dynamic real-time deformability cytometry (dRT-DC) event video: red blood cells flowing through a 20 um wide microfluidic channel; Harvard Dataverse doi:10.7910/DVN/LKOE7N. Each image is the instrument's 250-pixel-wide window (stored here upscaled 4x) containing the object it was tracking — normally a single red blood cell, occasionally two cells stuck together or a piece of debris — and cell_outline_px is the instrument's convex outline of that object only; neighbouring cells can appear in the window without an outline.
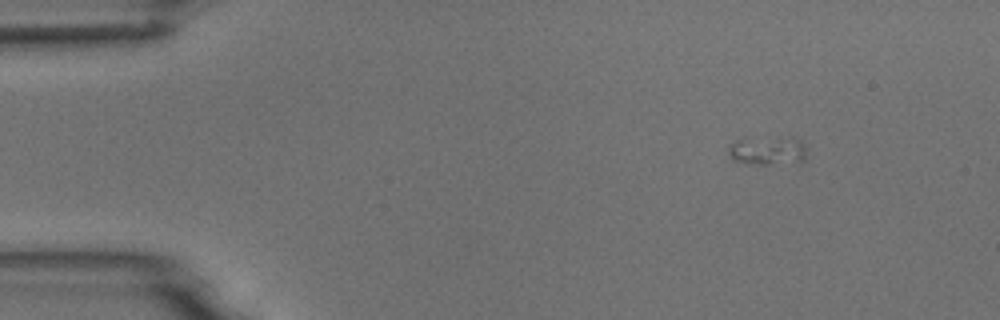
{"species": "common noctule bat (a hibernating species)", "species_latin": "Nyctalus noctula", "temperature_condition": "room temperature", "stored_images_in_passage": 3, "camera_frame_rate_fps": 3000, "um_per_image_px": 0.085, "animal": {"sex": "male", "body_mass_g": 18.8}, "frame": {"image": 1, "passage_image": 1, "time_ms": 0.0, "image_size_px": [1000, 320], "cell_outline_px": [[808, 148], [804, 160], [768, 164], [744, 164], [732, 160], [728, 152], [728, 144], [744, 136], [796, 136]], "centroid_in_image_um": [65.21, 12.73], "position_along_channel_um": 19.8, "area_um2": 13.99}}
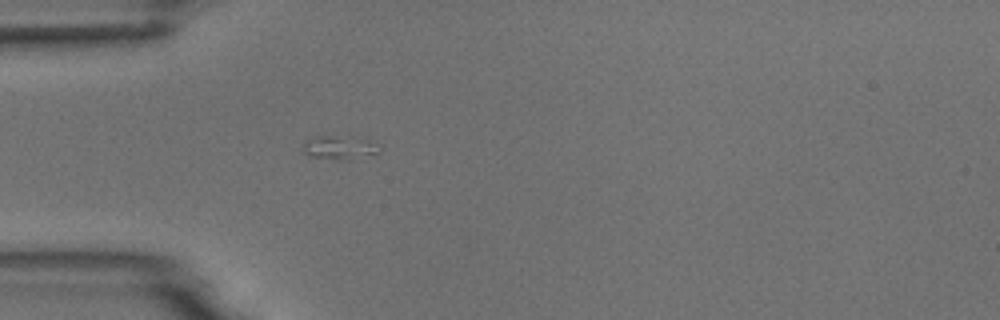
{"frame": {"image": 2, "passage_image": 3, "time_ms": 3.333, "image_size_px": [1000, 320], "cell_outline_px": [[380, 152], [352, 160], [336, 160], [312, 156], [304, 152], [304, 144], [308, 140], [316, 136], [368, 136], [380, 144]], "centroid_in_image_um": [29.03, 12.52], "position_along_channel_um": 56.0, "area_um2": 11.04}}